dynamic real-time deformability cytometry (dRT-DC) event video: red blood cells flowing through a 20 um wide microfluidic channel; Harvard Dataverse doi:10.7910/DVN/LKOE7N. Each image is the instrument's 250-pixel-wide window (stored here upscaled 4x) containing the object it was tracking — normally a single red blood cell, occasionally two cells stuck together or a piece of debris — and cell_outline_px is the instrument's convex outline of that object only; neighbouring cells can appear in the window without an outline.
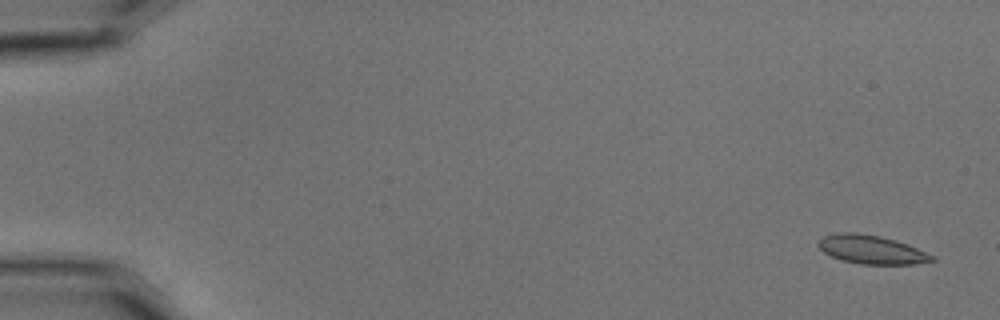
{"species": "common noctule bat (a hibernating species)", "species_latin": "Nyctalus noctula", "temperature_condition": "cold", "stored_images_in_passage": 6, "camera_frame_rate_fps": 3000, "um_per_image_px": 0.085, "animal": {"sex": "male", "body_mass_g": 15.6}, "frame": {"image": 1, "passage_image": 1, "time_ms": 0.0, "image_size_px": [1000, 320], "cell_outline_px": [[936, 260], [916, 264], [860, 264], [840, 260], [824, 252], [816, 244], [824, 236], [836, 232], [856, 232], [880, 236], [896, 240], [908, 244], [936, 256]], "centroid_in_image_um": [74.1, 21.21], "position_along_channel_um": 10.9, "area_um2": 19.13}}
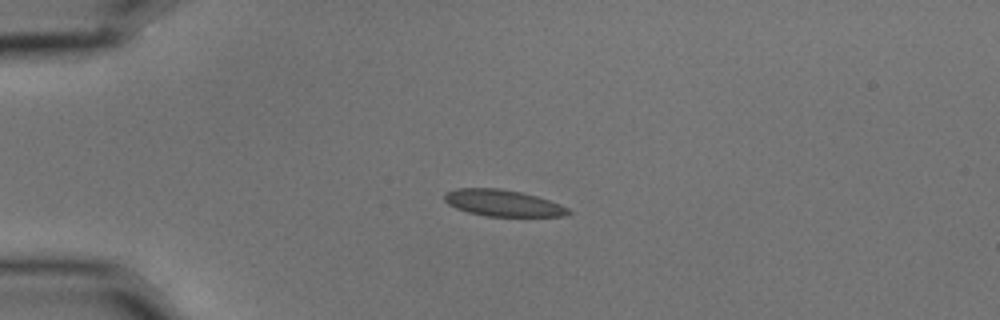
{"frame": {"image": 2, "passage_image": 4, "time_ms": 1.0, "image_size_px": [1000, 320], "cell_outline_px": [[572, 212], [564, 216], [484, 216], [468, 212], [456, 208], [448, 204], [444, 200], [444, 192], [456, 188], [500, 188], [520, 192], [536, 196], [560, 204], [568, 208]], "centroid_in_image_um": [42.71, 17.25], "position_along_channel_um": 42.3, "area_um2": 19.13}}